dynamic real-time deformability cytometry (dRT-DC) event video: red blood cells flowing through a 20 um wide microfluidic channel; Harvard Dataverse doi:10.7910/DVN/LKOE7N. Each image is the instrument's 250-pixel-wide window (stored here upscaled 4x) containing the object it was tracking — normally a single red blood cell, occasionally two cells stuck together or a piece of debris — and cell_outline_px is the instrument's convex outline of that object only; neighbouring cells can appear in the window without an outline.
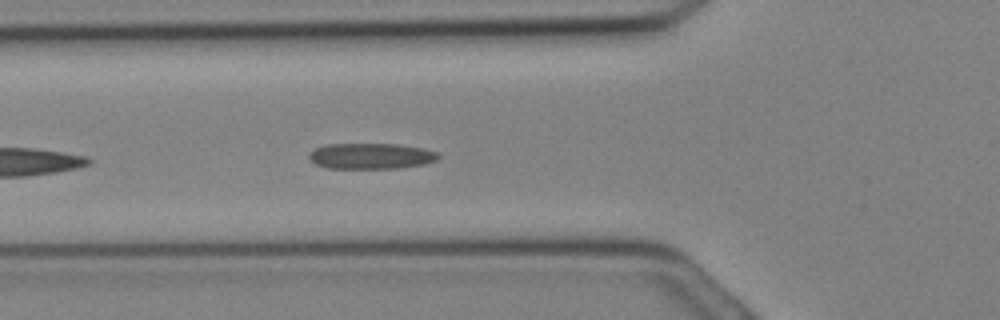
{"species": "Egyptian fruit bat (a non-hibernating species)", "species_latin": "Rousettus aegyptiacus", "temperature_condition": "cold", "stored_images_in_passage": 17, "camera_frame_rate_fps": 3000, "um_per_image_px": 0.085, "animal": {"sex": "female"}, "frame": {"image": 1, "passage_image": 10, "time_ms": 3.0, "image_size_px": [1000, 320], "cell_outline_px": [[440, 156], [436, 160], [424, 164], [396, 168], [324, 168], [308, 160], [308, 152], [324, 144], [400, 144], [440, 152]], "centroid_in_image_um": [31.49, 13.26], "position_along_channel_um": 94.3, "area_um2": 19.59}}
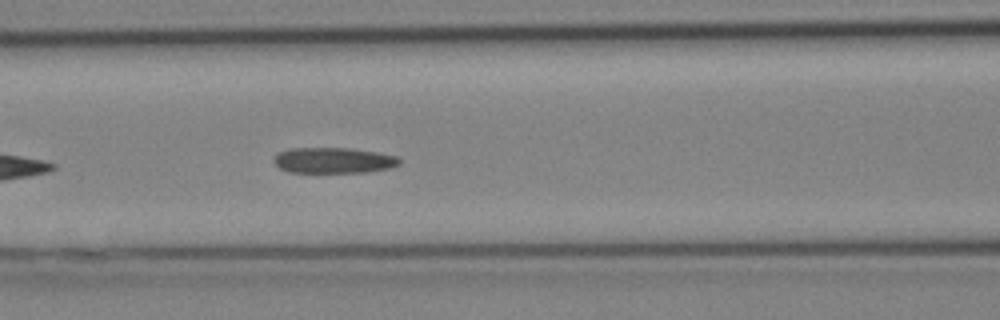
{"frame": {"image": 2, "passage_image": 12, "time_ms": 3.667, "image_size_px": [1000, 320], "cell_outline_px": [[400, 164], [392, 168], [368, 172], [288, 172], [280, 168], [272, 160], [276, 152], [288, 148], [352, 148], [380, 152], [396, 156], [400, 160]], "centroid_in_image_um": [28.35, 13.62], "position_along_channel_um": 138.3, "area_um2": 19.13}}